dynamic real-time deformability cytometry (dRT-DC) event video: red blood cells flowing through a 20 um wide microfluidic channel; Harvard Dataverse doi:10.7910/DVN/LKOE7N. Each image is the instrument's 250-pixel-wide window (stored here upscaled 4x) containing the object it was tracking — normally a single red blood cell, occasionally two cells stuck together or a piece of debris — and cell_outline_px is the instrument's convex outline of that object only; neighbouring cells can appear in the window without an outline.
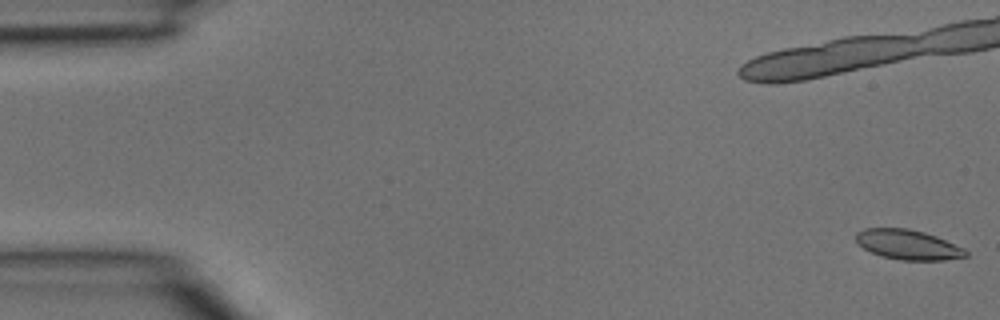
{"species": "common noctule bat (a hibernating species)", "species_latin": "Nyctalus noctula", "temperature_condition": "room temperature", "stored_images_in_passage": 41, "camera_frame_rate_fps": 3000, "um_per_image_px": 0.085, "animal": {"sex": "male", "body_mass_g": 15.6}, "frame": {"image": 1, "passage_image": 1, "time_ms": 0.0, "image_size_px": [1000, 320], "cell_outline_px": [[968, 256], [944, 260], [900, 260], [880, 256], [864, 248], [856, 240], [856, 232], [864, 228], [908, 228], [924, 232], [936, 236], [964, 248], [968, 252]], "centroid_in_image_um": [77.18, 20.79], "position_along_channel_um": 7.8, "area_um2": 19.07}}